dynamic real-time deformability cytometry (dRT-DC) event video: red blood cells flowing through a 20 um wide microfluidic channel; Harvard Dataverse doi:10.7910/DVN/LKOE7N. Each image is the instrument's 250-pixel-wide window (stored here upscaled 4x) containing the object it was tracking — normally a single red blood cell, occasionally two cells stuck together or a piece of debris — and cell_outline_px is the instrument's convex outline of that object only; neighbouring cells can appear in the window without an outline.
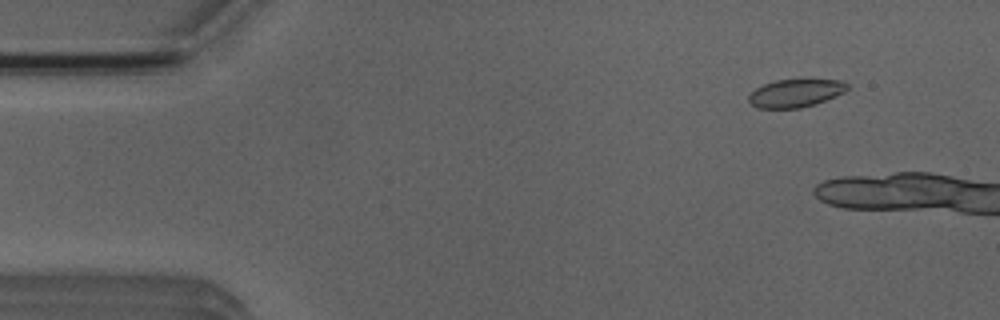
{"species": "Egyptian fruit bat (a non-hibernating species)", "species_latin": "Rousettus aegyptiacus", "temperature_condition": "room temperature", "stored_images_in_passage": 9, "camera_frame_rate_fps": 3000, "um_per_image_px": 0.085, "animal": {"sex": "male"}, "frame": {"image": 1, "passage_image": 2, "time_ms": 0.333, "image_size_px": [1000, 320], "cell_outline_px": [[848, 88], [844, 92], [836, 96], [816, 104], [800, 108], [756, 108], [748, 100], [748, 96], [756, 88], [764, 84], [776, 80], [844, 80], [848, 84]], "centroid_in_image_um": [67.63, 7.92], "position_along_channel_um": 17.4, "area_um2": 16.01}}